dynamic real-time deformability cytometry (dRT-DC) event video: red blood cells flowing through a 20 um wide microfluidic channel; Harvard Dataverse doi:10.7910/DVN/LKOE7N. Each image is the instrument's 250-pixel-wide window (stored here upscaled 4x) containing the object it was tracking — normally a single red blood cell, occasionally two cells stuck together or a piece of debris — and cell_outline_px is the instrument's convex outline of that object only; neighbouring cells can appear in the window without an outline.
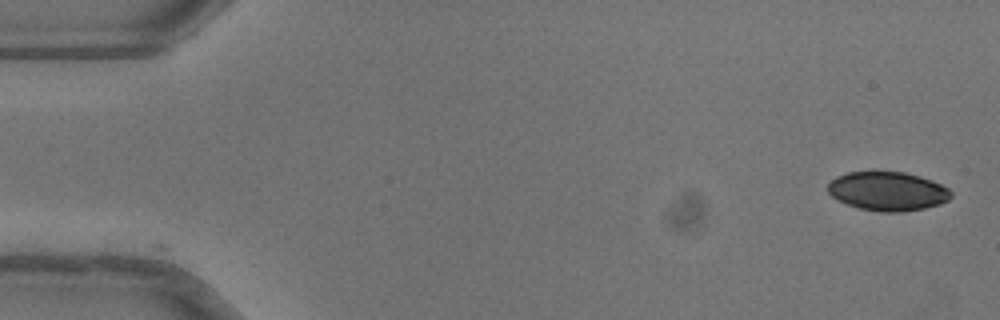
{"species": "common noctule bat (a hibernating species)", "species_latin": "Nyctalus noctula", "temperature_condition": "warm", "stored_images_in_passage": 8, "camera_frame_rate_fps": 3000, "um_per_image_px": 0.085, "animal": {"sex": "female"}, "frame": {"image": 1, "passage_image": 1, "time_ms": 0.0, "image_size_px": [1000, 320], "cell_outline_px": [[952, 196], [948, 200], [940, 204], [924, 208], [900, 212], [880, 212], [860, 208], [836, 200], [828, 192], [828, 184], [836, 176], [848, 172], [872, 168], [876, 168], [904, 172], [920, 176], [932, 180], [948, 188], [952, 192]], "centroid_in_image_um": [75.42, 16.2], "position_along_channel_um": 9.6, "area_um2": 28.78}}